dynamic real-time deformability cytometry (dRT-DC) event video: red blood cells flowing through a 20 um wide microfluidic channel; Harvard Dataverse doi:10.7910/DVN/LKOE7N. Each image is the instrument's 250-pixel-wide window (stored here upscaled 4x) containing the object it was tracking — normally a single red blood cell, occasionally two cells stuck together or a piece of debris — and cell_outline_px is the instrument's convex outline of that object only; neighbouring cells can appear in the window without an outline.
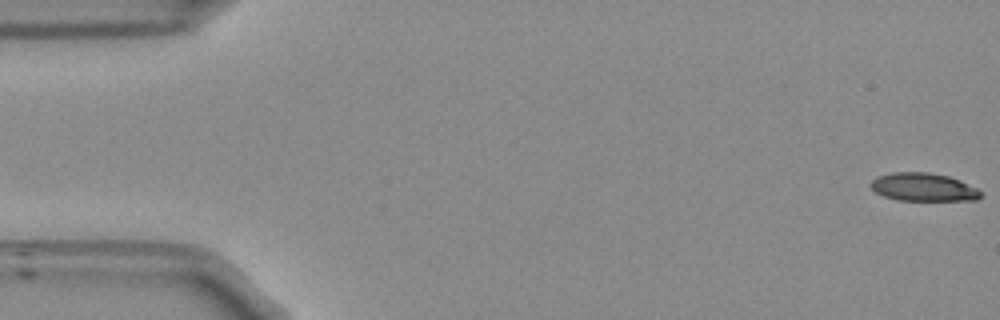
{"species": "Egyptian fruit bat (a non-hibernating species)", "species_latin": "Rousettus aegyptiacus", "temperature_condition": "room temperature", "stored_images_in_passage": 53, "camera_frame_rate_fps": 3000, "um_per_image_px": 0.085, "frame": {"image": 1, "passage_image": 1, "time_ms": 0.0, "image_size_px": [1000, 320], "cell_outline_px": [[980, 196], [976, 200], [896, 200], [884, 196], [876, 192], [868, 184], [876, 176], [892, 172], [928, 172], [948, 176], [960, 180], [976, 188], [980, 192]], "centroid_in_image_um": [78.43, 15.9], "position_along_channel_um": 6.6, "area_um2": 17.98}}
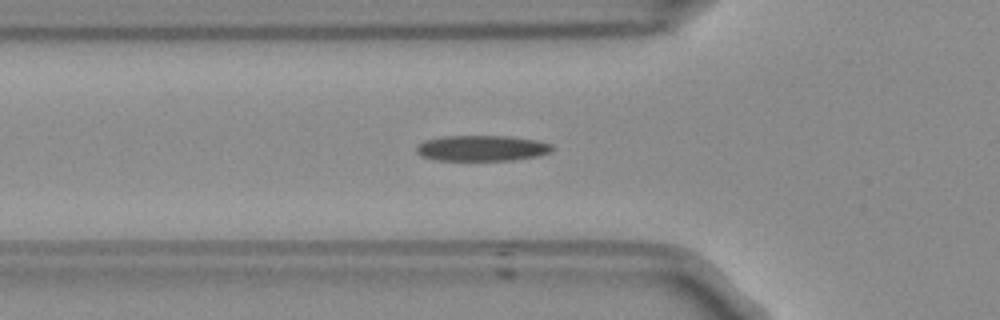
{"frame": {"image": 2, "passage_image": 18, "time_ms": 5.667, "image_size_px": [1000, 320], "cell_outline_px": [[552, 152], [536, 156], [512, 160], [436, 160], [420, 156], [416, 152], [416, 148], [424, 140], [444, 136], [512, 136], [536, 140], [552, 144]], "centroid_in_image_um": [40.95, 12.59], "position_along_channel_um": 84.8, "area_um2": 20.35}}
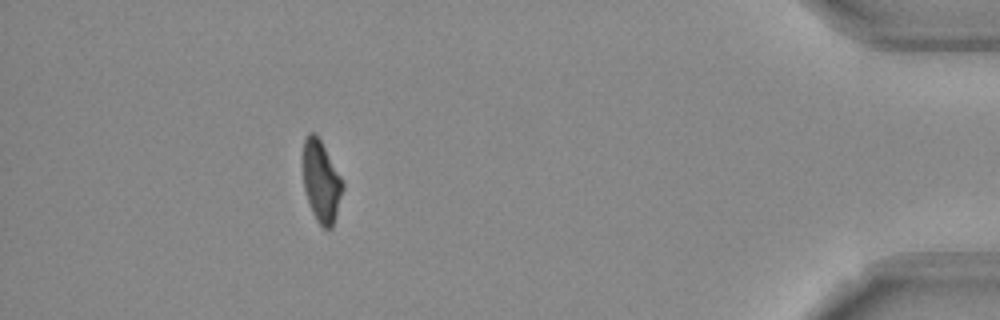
{"frame": {"image": 3, "passage_image": 48, "time_ms": 15.667, "image_size_px": [1000, 320], "cell_outline_px": [[344, 188], [332, 228], [324, 228], [316, 220], [312, 212], [304, 188], [304, 140], [308, 132], [316, 132], [340, 176], [344, 184]], "centroid_in_image_um": [27.31, 15.42], "position_along_channel_um": 407.9, "area_um2": 18.5}, "authors_computed_cell_mechanics": {"area_um2": 20.1722, "velocity_mm_per_s": 3.8072, "shape_relaxation_time_tau1_ms": 7.7538, "shape_relaxation_time_tau2_ms": null, "deformation_change_tau1": 0.1953, "deformation_change_tau2": null}}